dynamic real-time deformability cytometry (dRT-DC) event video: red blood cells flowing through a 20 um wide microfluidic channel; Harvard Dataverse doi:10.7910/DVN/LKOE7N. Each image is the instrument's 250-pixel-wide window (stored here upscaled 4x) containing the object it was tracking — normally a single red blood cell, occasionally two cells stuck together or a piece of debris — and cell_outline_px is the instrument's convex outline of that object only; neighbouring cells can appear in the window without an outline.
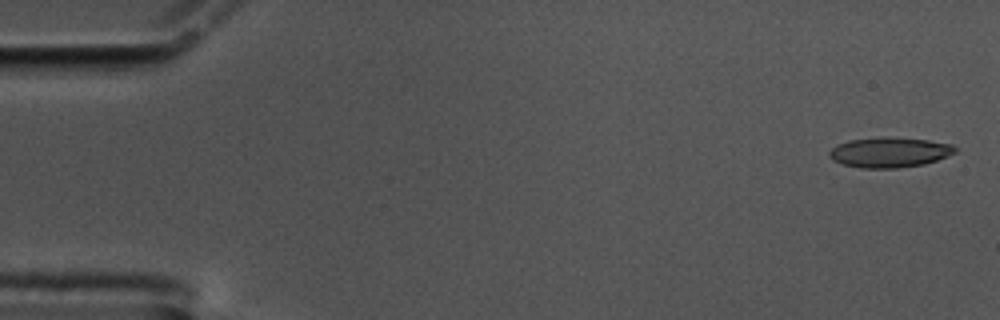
{"species": "common noctule bat (a hibernating species)", "species_latin": "Nyctalus noctula", "temperature_condition": "cold", "stored_images_in_passage": 57, "camera_frame_rate_fps": 3000, "um_per_image_px": 0.085, "animal": {"sex": "male", "body_mass_g": 17.5, "forearm_length_mm": 52.3}, "frame": {"image": 1, "passage_image": 1, "time_ms": 0.0, "image_size_px": [1000, 320], "cell_outline_px": [[956, 152], [948, 156], [924, 164], [896, 168], [860, 168], [840, 164], [832, 160], [828, 156], [828, 152], [836, 144], [848, 140], [884, 136], [928, 140], [952, 144], [956, 148]], "centroid_in_image_um": [75.56, 12.94], "position_along_channel_um": 9.4, "area_um2": 22.37}}
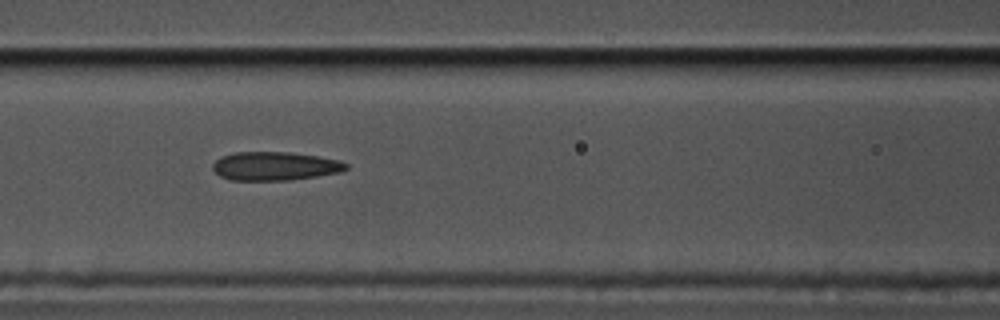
{"frame": {"image": 2, "passage_image": 24, "time_ms": 7.667, "image_size_px": [1000, 320], "cell_outline_px": [[348, 168], [340, 172], [316, 176], [288, 180], [228, 180], [220, 176], [212, 168], [212, 164], [216, 160], [232, 152], [288, 152], [316, 156], [340, 160], [348, 164]], "centroid_in_image_um": [23.36, 14.12], "position_along_channel_um": 143.2, "area_um2": 22.14}}
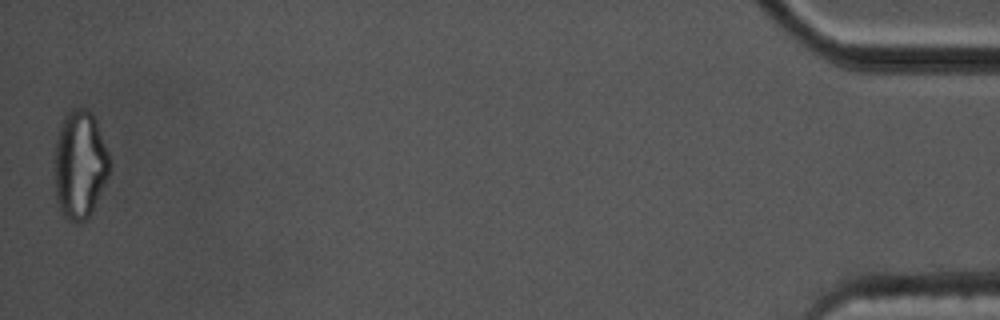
{"frame": {"image": 3, "passage_image": 57, "time_ms": 18.667, "image_size_px": [1000, 320], "cell_outline_px": [[112, 164], [108, 176], [92, 212], [80, 224], [72, 220], [60, 208], [56, 200], [56, 140], [64, 116], [72, 108], [84, 108], [92, 112], [96, 120], [112, 160]], "centroid_in_image_um": [6.84, 13.95], "position_along_channel_um": 428.4, "area_um2": 34.39}, "authors_computed_cell_mechanics": {"area_um2": 22.7154, "velocity_mm_per_s": 3.4421, "shape_relaxation_time_tau1_ms": null, "shape_relaxation_time_tau2_ms": 3.1244, "deformation_change_tau1": null, "deformation_change_tau2": 0.1254}}